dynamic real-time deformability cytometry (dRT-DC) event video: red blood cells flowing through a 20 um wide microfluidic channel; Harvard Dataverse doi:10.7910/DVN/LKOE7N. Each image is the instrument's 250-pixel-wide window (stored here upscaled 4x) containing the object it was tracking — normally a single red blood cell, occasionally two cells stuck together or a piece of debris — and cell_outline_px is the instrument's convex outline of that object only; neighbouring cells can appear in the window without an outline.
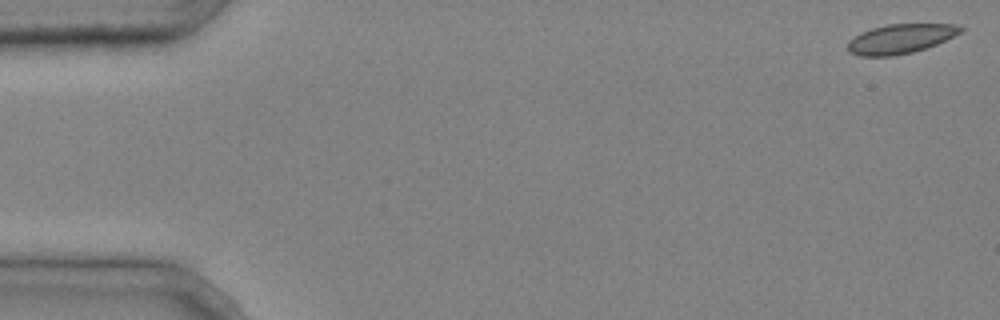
{"species": "common noctule bat (a hibernating species)", "species_latin": "Nyctalus noctula", "temperature_condition": "cold", "stored_images_in_passage": 2, "segment_of_instrument_passage": [2, 2], "camera_frame_rate_fps": 3000, "um_per_image_px": 0.085, "animal": {"sex": "male", "body_mass_g": 20.4}, "frame": {"image": 1, "passage_image": 2, "time_ms": 0.333, "image_size_px": [1000, 320], "cell_outline_px": [[964, 28], [960, 32], [936, 44], [912, 52], [892, 56], [860, 56], [848, 52], [848, 40], [860, 32], [872, 28], [888, 24], [956, 24]], "centroid_in_image_um": [76.48, 3.29], "position_along_channel_um": 8.5, "area_um2": 19.19}}